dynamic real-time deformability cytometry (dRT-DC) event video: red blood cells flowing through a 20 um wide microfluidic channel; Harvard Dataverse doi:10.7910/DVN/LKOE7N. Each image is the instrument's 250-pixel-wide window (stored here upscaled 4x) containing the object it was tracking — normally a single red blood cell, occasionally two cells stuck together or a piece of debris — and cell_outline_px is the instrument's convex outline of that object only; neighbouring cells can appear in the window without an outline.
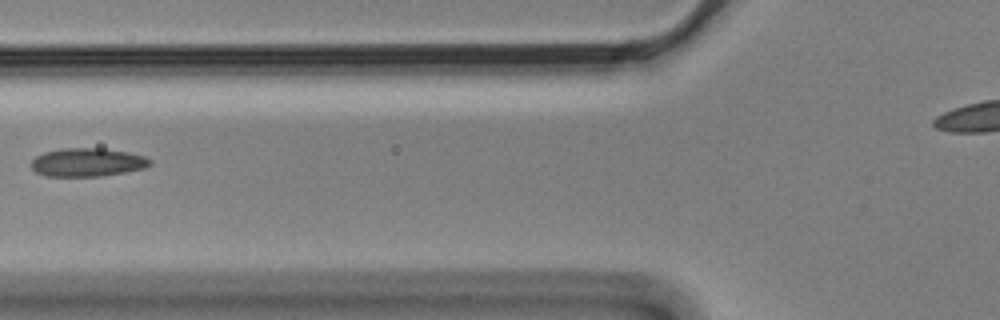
{"species": "Egyptian fruit bat (a non-hibernating species)", "species_latin": "Rousettus aegyptiacus", "temperature_condition": "cold", "stored_images_in_passage": 7, "camera_frame_rate_fps": 3000, "um_per_image_px": 0.085, "animal": {"sex": "male"}, "frame": {"image": 1, "passage_image": 4, "time_ms": 1.0, "image_size_px": [1000, 320], "cell_outline_px": [[152, 164], [144, 168], [124, 172], [100, 176], [44, 176], [36, 172], [32, 168], [32, 160], [36, 156], [44, 152], [60, 148], [104, 148], [128, 152], [144, 156], [152, 160]], "centroid_in_image_um": [7.43, 13.79], "position_along_channel_um": 118.4, "area_um2": 19.71}}
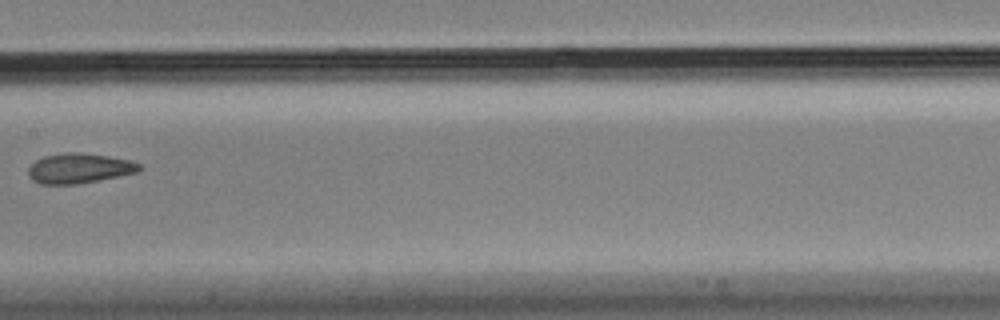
{"frame": {"image": 2, "passage_image": 6, "time_ms": 1.667, "image_size_px": [1000, 320], "cell_outline_px": [[140, 168], [136, 172], [120, 176], [76, 184], [40, 184], [32, 180], [28, 176], [28, 168], [36, 160], [44, 156], [64, 152], [80, 152], [108, 156], [128, 160], [140, 164]], "centroid_in_image_um": [6.68, 14.3], "position_along_channel_um": 200.7, "area_um2": 19.31}}
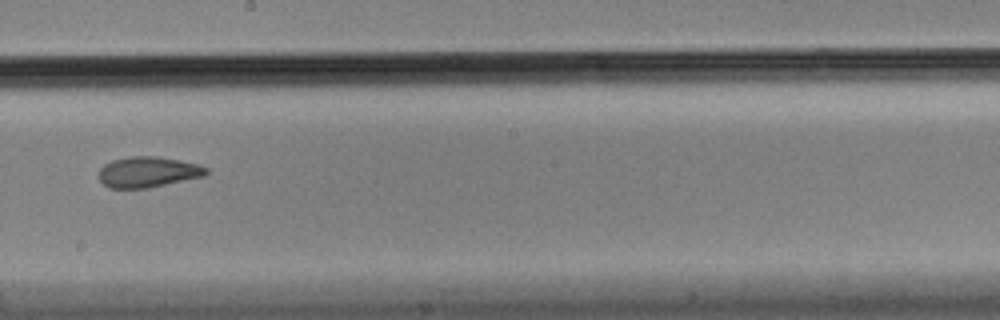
{"frame": {"image": 3, "passage_image": 7, "time_ms": 2.0, "image_size_px": [1000, 320], "cell_outline_px": [[208, 172], [204, 176], [148, 188], [108, 188], [100, 180], [100, 168], [104, 164], [112, 160], [128, 156], [160, 156], [200, 164], [208, 168]], "centroid_in_image_um": [12.59, 14.61], "position_along_channel_um": 235.6, "area_um2": 19.31}}